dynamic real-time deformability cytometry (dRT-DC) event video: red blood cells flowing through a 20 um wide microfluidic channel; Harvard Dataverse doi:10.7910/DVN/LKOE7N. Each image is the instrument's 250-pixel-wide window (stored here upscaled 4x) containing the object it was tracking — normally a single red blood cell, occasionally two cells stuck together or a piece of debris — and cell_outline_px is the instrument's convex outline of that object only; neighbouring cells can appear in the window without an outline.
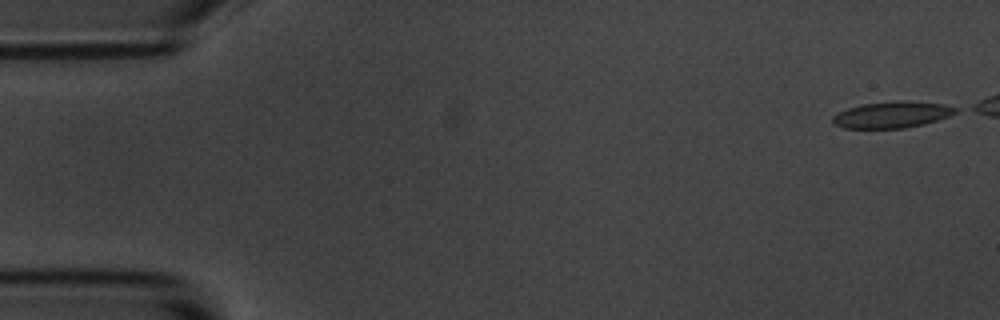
{"species": "common noctule bat (a hibernating species)", "species_latin": "Nyctalus noctula", "temperature_condition": "room temperature", "stored_images_in_passage": 47, "camera_frame_rate_fps": 3000, "um_per_image_px": 0.085, "animal": {"sex": "male", "body_mass_g": 20.1, "forearm_length_mm": 53.5}, "frame": {"image": 1, "passage_image": 1, "time_ms": 0.0, "image_size_px": [1000, 320], "cell_outline_px": [[960, 108], [956, 112], [948, 116], [924, 124], [904, 128], [844, 128], [836, 124], [832, 120], [832, 116], [848, 108], [864, 104], [900, 100], [908, 100], [944, 104]], "centroid_in_image_um": [75.86, 9.74], "position_along_channel_um": 9.1, "area_um2": 18.79}}
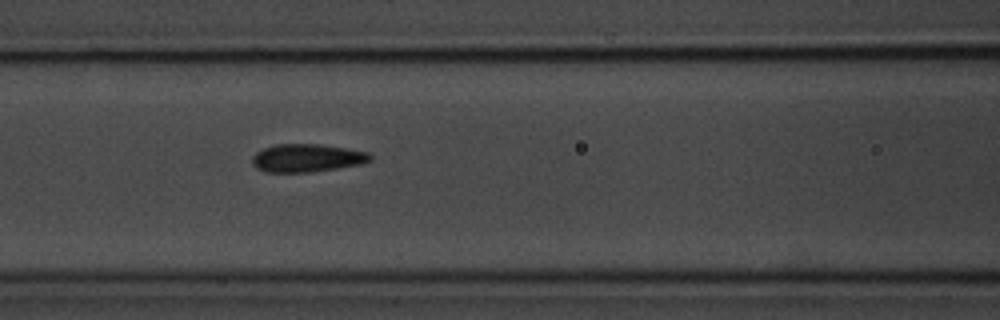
{"frame": {"image": 2, "passage_image": 22, "time_ms": 7.0, "image_size_px": [1000, 320], "cell_outline_px": [[372, 160], [360, 164], [336, 168], [308, 172], [264, 172], [256, 168], [252, 164], [252, 156], [256, 152], [264, 148], [276, 144], [320, 144], [368, 152], [372, 156]], "centroid_in_image_um": [26.05, 13.43], "position_along_channel_um": 140.5, "area_um2": 19.19}}
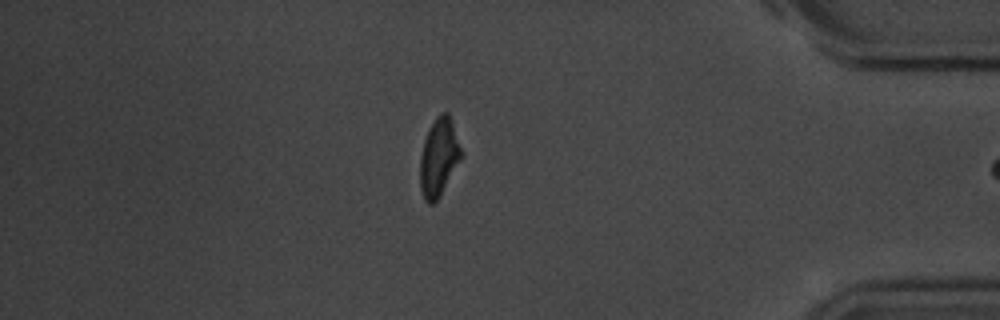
{"frame": {"image": 3, "passage_image": 46, "time_ms": 15.0, "image_size_px": [1000, 320], "cell_outline_px": [[464, 156], [440, 196], [432, 204], [428, 204], [424, 200], [420, 188], [420, 156], [424, 140], [428, 128], [436, 116], [440, 112], [448, 112]], "centroid_in_image_um": [37.3, 13.38], "position_along_channel_um": 397.9, "area_um2": 18.96}}